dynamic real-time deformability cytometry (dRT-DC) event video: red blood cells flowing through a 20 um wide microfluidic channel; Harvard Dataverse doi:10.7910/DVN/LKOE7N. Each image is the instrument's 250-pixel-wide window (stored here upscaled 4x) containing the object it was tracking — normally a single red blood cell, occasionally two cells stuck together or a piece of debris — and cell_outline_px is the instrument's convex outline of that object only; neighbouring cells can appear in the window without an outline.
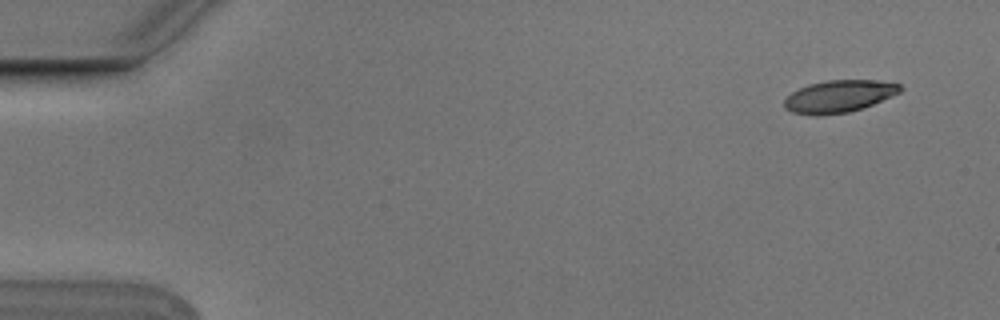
{"species": "Egyptian fruit bat (a non-hibernating species)", "species_latin": "Rousettus aegyptiacus", "temperature_condition": "cold", "stored_images_in_passage": 6, "camera_frame_rate_fps": 3000, "um_per_image_px": 0.085, "animal": {"sex": "male"}, "frame": {"image": 1, "passage_image": 1, "time_ms": 0.0, "image_size_px": [1000, 320], "cell_outline_px": [[904, 88], [900, 92], [872, 104], [848, 112], [792, 112], [784, 108], [784, 100], [792, 92], [808, 84], [828, 80], [880, 80], [900, 84]], "centroid_in_image_um": [71.37, 8.12], "position_along_channel_um": 13.6, "area_um2": 20.87}}
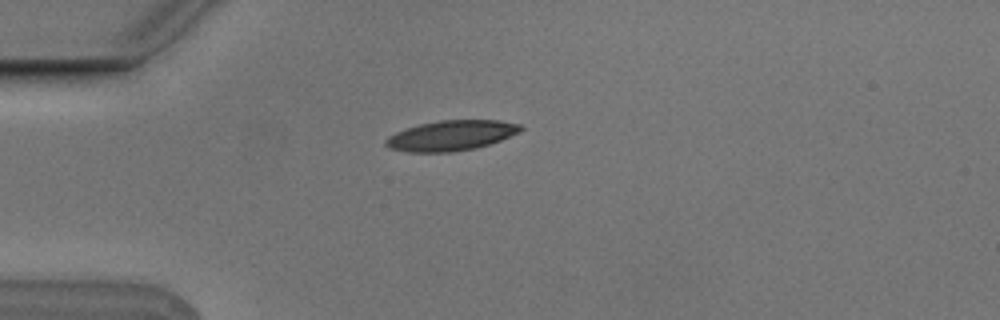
{"frame": {"image": 2, "passage_image": 4, "time_ms": 1.0, "image_size_px": [1000, 320], "cell_outline_px": [[524, 128], [520, 132], [500, 140], [476, 148], [452, 152], [408, 152], [388, 148], [384, 144], [384, 140], [388, 136], [396, 132], [420, 124], [440, 120], [500, 120], [520, 124]], "centroid_in_image_um": [38.34, 11.52], "position_along_channel_um": 46.7, "area_um2": 23.76}}
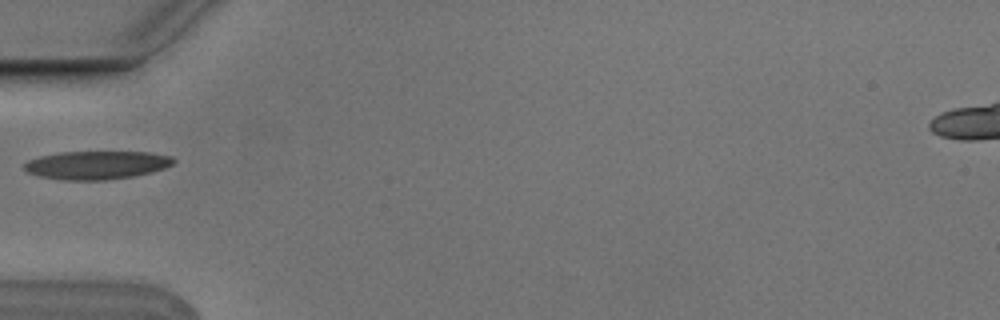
{"frame": {"image": 3, "passage_image": 5, "time_ms": 1.333, "image_size_px": [1000, 320], "cell_outline_px": [[176, 160], [172, 164], [164, 168], [152, 172], [132, 176], [104, 180], [64, 180], [40, 176], [28, 172], [24, 168], [24, 164], [28, 160], [40, 156], [60, 152], [148, 152], [172, 156]], "centroid_in_image_um": [8.22, 14.02], "position_along_channel_um": 76.8, "area_um2": 24.51}}